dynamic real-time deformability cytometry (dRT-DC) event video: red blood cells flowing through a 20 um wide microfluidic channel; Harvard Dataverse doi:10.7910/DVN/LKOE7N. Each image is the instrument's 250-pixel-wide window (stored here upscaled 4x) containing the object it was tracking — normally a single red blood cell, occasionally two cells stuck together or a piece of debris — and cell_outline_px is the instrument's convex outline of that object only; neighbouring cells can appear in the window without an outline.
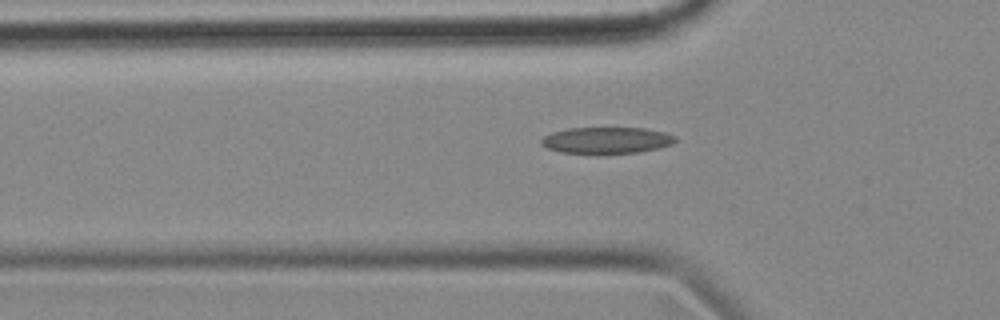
{"species": "common noctule bat (a hibernating species)", "species_latin": "Nyctalus noctula", "temperature_condition": "cold", "stored_images_in_passage": 34, "camera_frame_rate_fps": 3000, "um_per_image_px": 0.085, "animal": {"sex": "female", "body_mass_g": 18.4}, "frame": {"image": 1, "passage_image": 2, "time_ms": 0.333, "image_size_px": [1000, 320], "cell_outline_px": [[676, 140], [672, 144], [660, 148], [640, 152], [600, 156], [560, 152], [548, 148], [540, 144], [540, 140], [544, 136], [552, 132], [568, 128], [644, 128], [664, 132], [676, 136]], "centroid_in_image_um": [51.54, 11.96], "position_along_channel_um": 74.3, "area_um2": 21.44}}
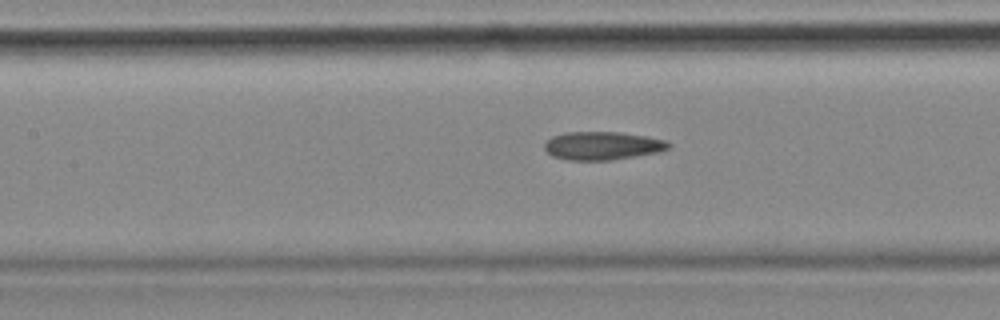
{"frame": {"image": 2, "passage_image": 9, "time_ms": 2.667, "image_size_px": [1000, 320], "cell_outline_px": [[672, 144], [668, 148], [660, 152], [612, 160], [568, 160], [552, 156], [544, 148], [544, 144], [552, 136], [564, 132], [620, 132], [648, 136], [668, 140]], "centroid_in_image_um": [51.25, 12.38], "position_along_channel_um": 156.2, "area_um2": 20.63}}
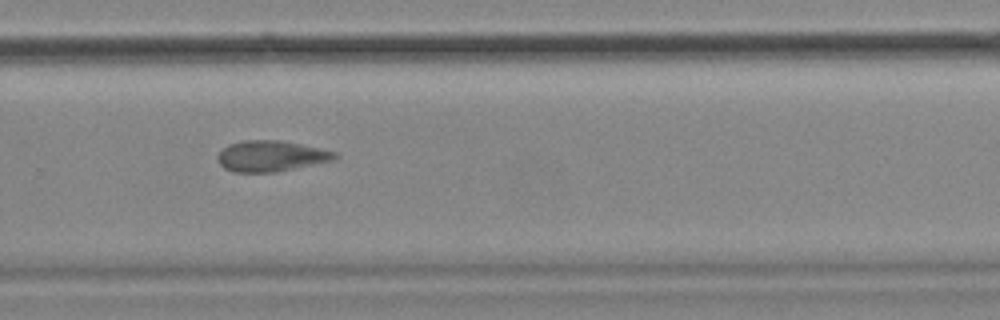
{"frame": {"image": 3, "passage_image": 22, "time_ms": 7.0, "image_size_px": [1000, 320], "cell_outline_px": [[340, 156], [332, 160], [276, 172], [232, 172], [224, 168], [216, 160], [216, 156], [228, 144], [240, 140], [280, 140], [300, 144], [336, 152]], "centroid_in_image_um": [22.98, 13.26], "position_along_channel_um": 306.8, "area_um2": 21.04}, "authors_computed_cell_mechanics": {"area_um2": 20.8369, "velocity_mm_per_s": 3.4894, "shape_relaxation_time_tau1_ms": null, "shape_relaxation_time_tau2_ms": 3.4432, "deformation_change_tau1": null, "deformation_change_tau2": 0.0913}}